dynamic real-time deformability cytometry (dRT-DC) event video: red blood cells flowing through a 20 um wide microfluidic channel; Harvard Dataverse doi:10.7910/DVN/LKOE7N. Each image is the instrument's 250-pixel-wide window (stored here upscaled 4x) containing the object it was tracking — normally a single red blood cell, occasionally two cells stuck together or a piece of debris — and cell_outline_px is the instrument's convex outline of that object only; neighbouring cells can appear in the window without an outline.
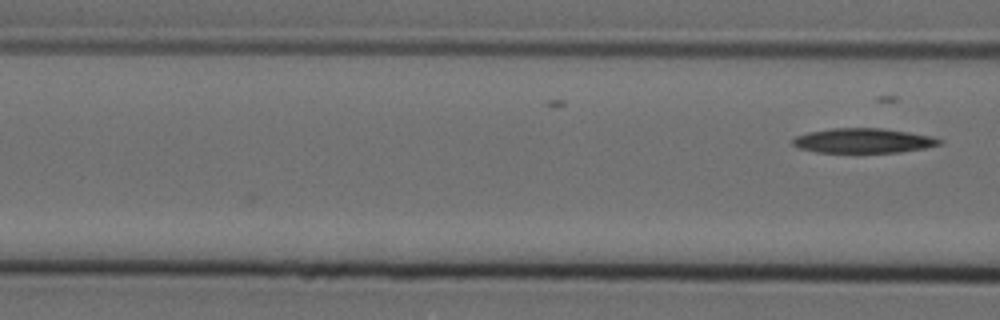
{"species": "Egyptian fruit bat (a non-hibernating species)", "species_latin": "Rousettus aegyptiacus", "temperature_condition": "cold", "stored_images_in_passage": 4, "camera_frame_rate_fps": 3000, "um_per_image_px": 0.085, "animal": {"sex": "female"}, "frame": {"image": 1, "passage_image": 4, "time_ms": 1.0, "image_size_px": [1000, 320], "cell_outline_px": [[944, 140], [940, 144], [924, 148], [900, 152], [816, 152], [800, 148], [792, 144], [792, 140], [796, 136], [808, 132], [832, 128], [880, 128], [908, 132], [932, 136]], "centroid_in_image_um": [73.38, 11.95], "position_along_channel_um": 93.2, "area_um2": 20.98}}